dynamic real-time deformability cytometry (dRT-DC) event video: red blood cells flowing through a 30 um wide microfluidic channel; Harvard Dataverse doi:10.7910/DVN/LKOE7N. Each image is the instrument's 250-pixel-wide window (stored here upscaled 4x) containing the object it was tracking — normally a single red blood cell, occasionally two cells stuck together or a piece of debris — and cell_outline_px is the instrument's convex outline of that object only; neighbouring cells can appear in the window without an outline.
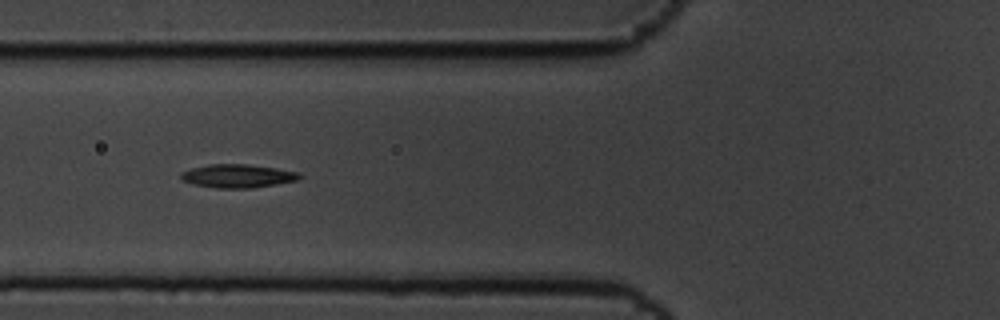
{"species": "common noctule bat (a hibernating species)", "species_latin": "Nyctalus noctula", "temperature_condition": "cold", "stored_images_in_passage": 8, "camera_frame_rate_fps": 3000, "um_per_image_px": 0.085, "animal": {"sex": "male", "body_mass_g": 19.5, "forearm_length_mm": 54.6}, "frame": {"image": 1, "passage_image": 7, "time_ms": 2.0, "image_size_px": [1000, 320], "cell_outline_px": [[304, 176], [296, 180], [276, 184], [252, 188], [216, 188], [192, 184], [180, 180], [180, 172], [192, 168], [208, 164], [248, 164], [276, 168], [300, 172]], "centroid_in_image_um": [20.18, 14.95], "position_along_channel_um": 105.6, "area_um2": 16.36}}
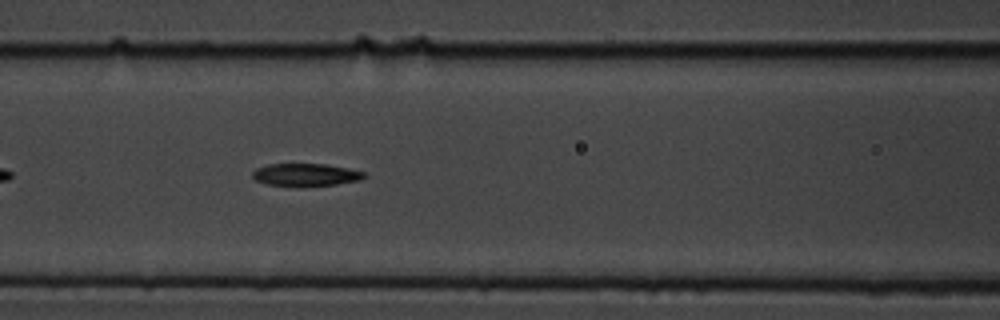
{"frame": {"image": 2, "passage_image": 8, "time_ms": 2.333, "image_size_px": [1000, 320], "cell_outline_px": [[368, 176], [360, 180], [336, 184], [268, 184], [256, 180], [252, 176], [252, 172], [256, 168], [268, 164], [324, 164], [348, 168], [364, 172]], "centroid_in_image_um": [26.01, 14.81], "position_along_channel_um": 140.6, "area_um2": 14.05}}